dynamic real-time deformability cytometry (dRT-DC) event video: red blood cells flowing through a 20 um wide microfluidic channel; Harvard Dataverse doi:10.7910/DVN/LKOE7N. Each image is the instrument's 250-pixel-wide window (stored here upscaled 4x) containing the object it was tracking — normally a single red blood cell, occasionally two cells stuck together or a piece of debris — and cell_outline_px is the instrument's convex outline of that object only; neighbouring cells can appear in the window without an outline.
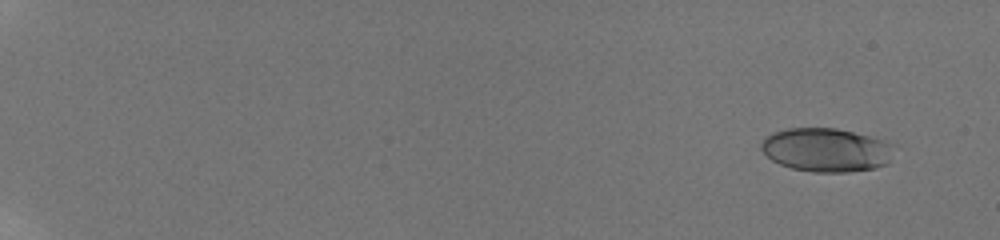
{"species": "human", "species_latin": "Homo sapiens", "temperature_condition": "room temperature", "stored_images_in_passage": 14, "camera_frame_rate_fps": 3000, "um_per_image_px": 0.085, "donor": {"sex": "male"}, "frame": {"image": 1, "passage_image": 2, "time_ms": 0.667, "image_size_px": [1000, 240], "cell_outline_px": [[892, 144], [888, 164], [876, 168], [848, 172], [812, 172], [792, 168], [780, 164], [772, 160], [760, 148], [760, 144], [764, 136], [772, 132], [788, 128], [836, 128], [888, 140]], "centroid_in_image_um": [70.21, 12.73], "position_along_channel_um": 14.8, "area_um2": 33.99}}
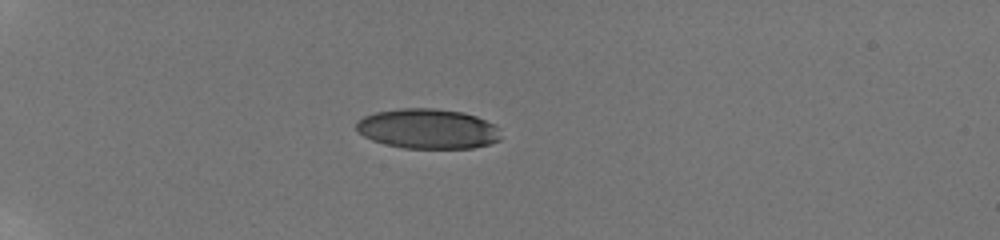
{"frame": {"image": 2, "passage_image": 9, "time_ms": 5.667, "image_size_px": [1000, 240], "cell_outline_px": [[500, 140], [488, 144], [472, 148], [404, 148], [384, 144], [372, 140], [364, 136], [356, 128], [356, 124], [364, 116], [376, 112], [400, 108], [432, 108], [464, 112], [476, 116], [496, 124], [500, 136]], "centroid_in_image_um": [36.38, 10.94], "position_along_channel_um": 48.6, "area_um2": 33.64}}
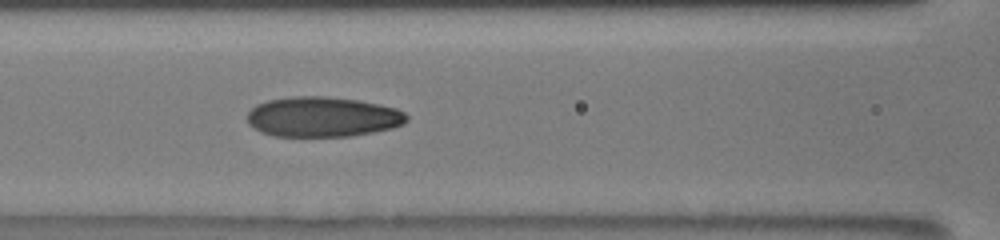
{"frame": {"image": 3, "passage_image": 14, "time_ms": 9.333, "image_size_px": [1000, 240], "cell_outline_px": [[408, 120], [404, 124], [392, 128], [352, 136], [272, 136], [260, 132], [248, 124], [248, 112], [256, 104], [268, 100], [292, 96], [324, 96], [356, 100], [396, 108], [404, 112], [408, 116]], "centroid_in_image_um": [27.41, 9.94], "position_along_channel_um": 139.2, "area_um2": 37.28}}